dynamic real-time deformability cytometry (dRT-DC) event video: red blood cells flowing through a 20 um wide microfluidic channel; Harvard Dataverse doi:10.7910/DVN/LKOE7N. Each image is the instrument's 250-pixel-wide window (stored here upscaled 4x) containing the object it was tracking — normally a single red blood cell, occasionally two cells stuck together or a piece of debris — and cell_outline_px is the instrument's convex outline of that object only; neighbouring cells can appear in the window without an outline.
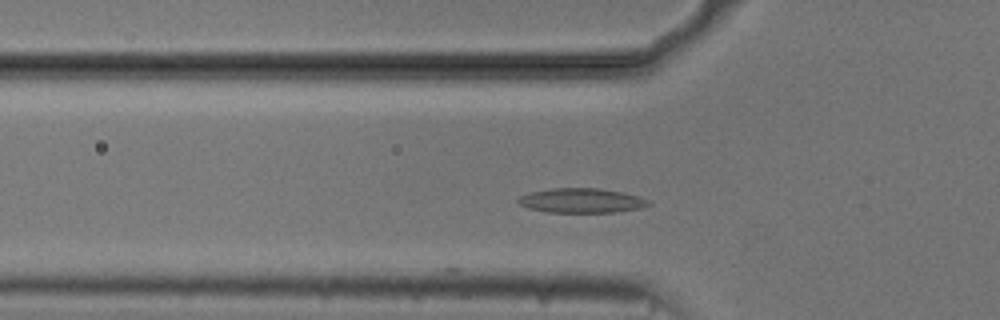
{"species": "common noctule bat (a hibernating species)", "species_latin": "Nyctalus noctula", "temperature_condition": "cold", "stored_images_in_passage": 38, "camera_frame_rate_fps": 3000, "um_per_image_px": 0.085, "animal": {"sex": "male", "body_mass_g": 20.5, "forearm_length_mm": 52.5}, "frame": {"image": 1, "passage_image": 2, "time_ms": 0.333, "image_size_px": [1000, 320], "cell_outline_px": [[652, 204], [640, 208], [616, 212], [548, 212], [528, 208], [520, 204], [516, 200], [520, 196], [528, 192], [552, 188], [600, 188], [624, 192], [640, 196], [648, 200]], "centroid_in_image_um": [49.44, 17.04], "position_along_channel_um": 76.4, "area_um2": 18.79}}
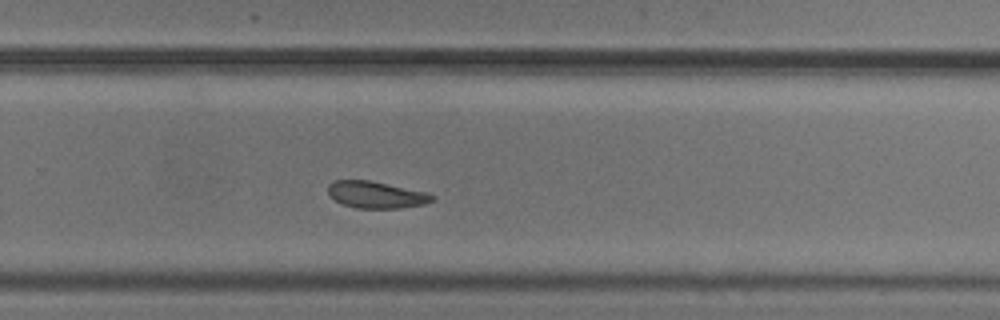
{"frame": {"image": 2, "passage_image": 20, "time_ms": 6.333, "image_size_px": [1000, 320], "cell_outline_px": [[436, 200], [424, 204], [400, 208], [356, 208], [344, 204], [336, 200], [328, 192], [328, 184], [332, 180], [368, 180], [424, 192], [436, 196]], "centroid_in_image_um": [31.97, 16.55], "position_along_channel_um": 297.8, "area_um2": 16.07}}
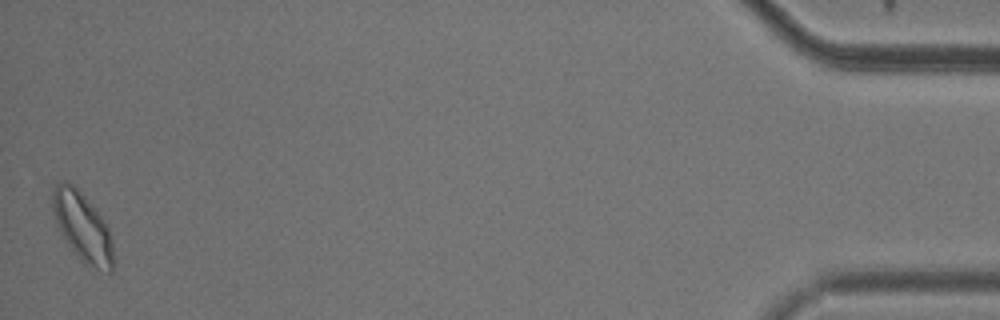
{"frame": {"image": 3, "passage_image": 38, "time_ms": 12.333, "image_size_px": [1000, 320], "cell_outline_px": [[112, 272], [108, 272], [84, 264], [80, 260], [56, 224], [52, 208], [52, 188], [60, 180], [68, 180], [96, 208], [104, 220], [108, 228], [112, 244]], "centroid_in_image_um": [6.99, 19.24], "position_along_channel_um": 428.2, "area_um2": 24.16}, "authors_computed_cell_mechanics": {"area_um2": 17.5134, "velocity_mm_per_s": 3.6903, "shape_relaxation_time_tau1_ms": 4.8454, "shape_relaxation_time_tau2_ms": 1.985, "deformation_change_tau1": 0.1085, "deformation_change_tau2": 0.0692}}